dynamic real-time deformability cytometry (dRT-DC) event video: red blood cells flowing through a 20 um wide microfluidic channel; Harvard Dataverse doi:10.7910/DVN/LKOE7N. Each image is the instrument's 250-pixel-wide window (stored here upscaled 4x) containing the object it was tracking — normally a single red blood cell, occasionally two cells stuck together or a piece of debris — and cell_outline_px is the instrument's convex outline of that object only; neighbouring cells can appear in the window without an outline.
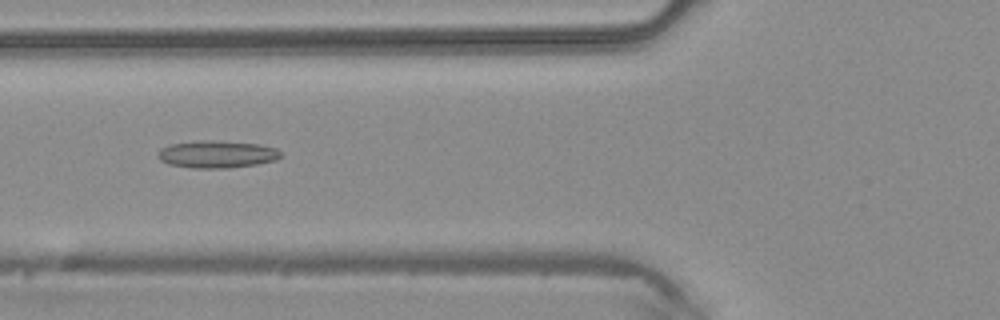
{"species": "common noctule bat (a hibernating species)", "species_latin": "Nyctalus noctula", "temperature_condition": "warm", "stored_images_in_passage": 5, "camera_frame_rate_fps": 3000, "um_per_image_px": 0.085, "animal": {"sex": "male", "body_mass_g": 20.4}, "frame": {"image": 1, "passage_image": 5, "time_ms": 1.333, "image_size_px": [1000, 320], "cell_outline_px": [[280, 156], [276, 160], [256, 164], [228, 168], [192, 168], [168, 164], [160, 160], [156, 156], [156, 152], [160, 148], [172, 144], [204, 140], [212, 140], [260, 144], [276, 148], [280, 152]], "centroid_in_image_um": [18.4, 13.11], "position_along_channel_um": 107.4, "area_um2": 19.59}}